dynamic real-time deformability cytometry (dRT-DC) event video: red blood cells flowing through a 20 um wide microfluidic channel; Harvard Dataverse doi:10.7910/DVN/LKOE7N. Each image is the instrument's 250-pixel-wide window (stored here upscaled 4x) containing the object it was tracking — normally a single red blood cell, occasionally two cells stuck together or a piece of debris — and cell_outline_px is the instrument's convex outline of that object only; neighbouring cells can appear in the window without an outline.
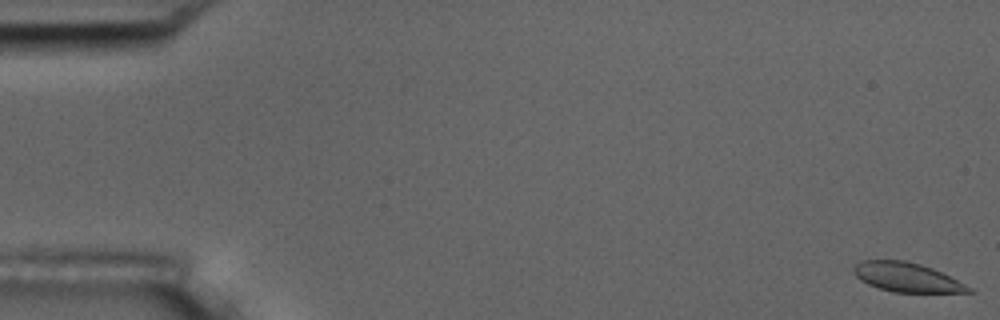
{"species": "common noctule bat (a hibernating species)", "species_latin": "Nyctalus noctula", "temperature_condition": "room temperature", "stored_images_in_passage": 12, "camera_frame_rate_fps": 3000, "um_per_image_px": 0.085, "animal": {"sex": "male", "body_mass_g": 17.5, "forearm_length_mm": 52.3}, "frame": {"image": 1, "passage_image": 1, "time_ms": 0.0, "image_size_px": [1000, 320], "cell_outline_px": [[972, 292], [892, 292], [868, 284], [860, 280], [852, 272], [852, 268], [860, 260], [904, 260], [920, 264], [932, 268], [972, 288]], "centroid_in_image_um": [77.0, 23.56], "position_along_channel_um": 8.0, "area_um2": 19.36}}